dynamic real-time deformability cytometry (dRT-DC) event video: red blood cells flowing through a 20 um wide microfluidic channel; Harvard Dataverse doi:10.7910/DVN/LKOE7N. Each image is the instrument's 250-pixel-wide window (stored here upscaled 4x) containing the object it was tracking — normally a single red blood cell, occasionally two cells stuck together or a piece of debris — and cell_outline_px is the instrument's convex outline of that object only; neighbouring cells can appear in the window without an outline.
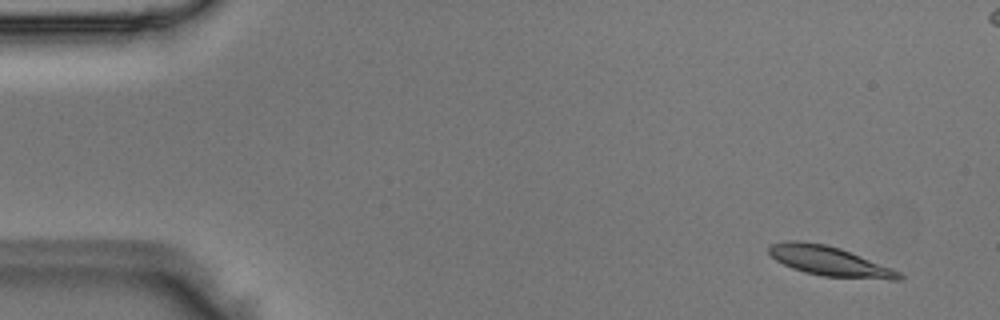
{"species": "Egyptian fruit bat (a non-hibernating species)", "species_latin": "Rousettus aegyptiacus", "temperature_condition": "room temperature", "stored_images_in_passage": 5, "camera_frame_rate_fps": 3000, "um_per_image_px": 0.085, "animal": {"sex": "male"}, "frame": {"image": 1, "passage_image": 2, "time_ms": 0.333, "image_size_px": [1000, 320], "cell_outline_px": [[904, 276], [900, 280], [892, 280], [824, 276], [804, 272], [792, 268], [776, 260], [768, 252], [768, 248], [772, 244], [788, 240], [800, 240], [824, 244], [840, 248], [892, 268], [900, 272]], "centroid_in_image_um": [70.51, 22.2], "position_along_channel_um": 14.5, "area_um2": 22.37}}